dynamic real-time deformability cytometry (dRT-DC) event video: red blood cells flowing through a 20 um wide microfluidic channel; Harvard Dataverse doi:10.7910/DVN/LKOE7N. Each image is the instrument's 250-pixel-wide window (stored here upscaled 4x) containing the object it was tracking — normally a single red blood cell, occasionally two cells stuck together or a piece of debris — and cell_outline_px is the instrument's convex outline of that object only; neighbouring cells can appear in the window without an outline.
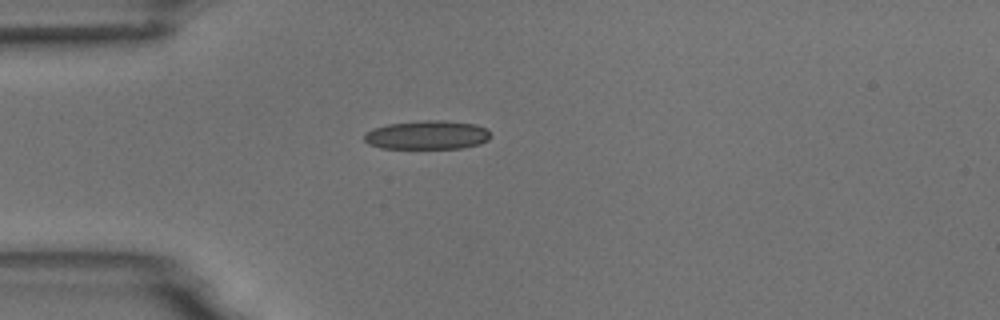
{"species": "common noctule bat (a hibernating species)", "species_latin": "Nyctalus noctula", "temperature_condition": "room temperature", "stored_images_in_passage": 2, "camera_frame_rate_fps": 3000, "um_per_image_px": 0.085, "animal": {"sex": "male", "body_mass_g": 18.8}, "frame": {"image": 1, "passage_image": 1, "time_ms": 0.0, "image_size_px": [1000, 320], "cell_outline_px": [[488, 140], [480, 144], [464, 148], [380, 148], [368, 144], [364, 140], [364, 132], [372, 128], [388, 124], [428, 120], [444, 120], [476, 124], [488, 128]], "centroid_in_image_um": [36.29, 11.47], "position_along_channel_um": 48.7, "area_um2": 21.33}}